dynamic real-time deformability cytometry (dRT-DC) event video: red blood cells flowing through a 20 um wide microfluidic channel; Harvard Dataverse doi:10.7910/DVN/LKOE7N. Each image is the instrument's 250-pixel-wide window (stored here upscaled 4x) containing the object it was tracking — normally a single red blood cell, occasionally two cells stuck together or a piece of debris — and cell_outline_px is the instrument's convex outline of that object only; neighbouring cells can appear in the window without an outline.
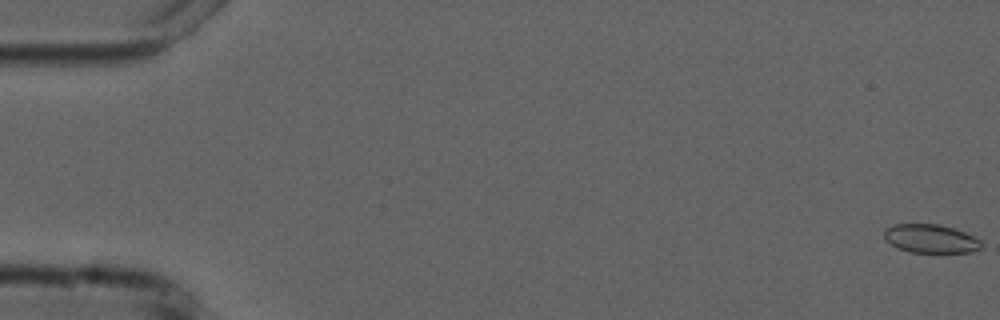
{"species": "common noctule bat (a hibernating species)", "species_latin": "Nyctalus noctula", "temperature_condition": "cold", "stored_images_in_passage": 7, "camera_frame_rate_fps": 3000, "um_per_image_px": 0.085, "animal": {"sex": "male", "forearm_length_mm": 52.5}, "frame": {"image": 1, "passage_image": 1, "time_ms": 0.0, "image_size_px": [1000, 320], "cell_outline_px": [[980, 248], [972, 252], [908, 252], [884, 240], [884, 228], [892, 224], [940, 224], [964, 232], [980, 240]], "centroid_in_image_um": [79.05, 20.27], "position_along_channel_um": 5.9, "area_um2": 16.07}}
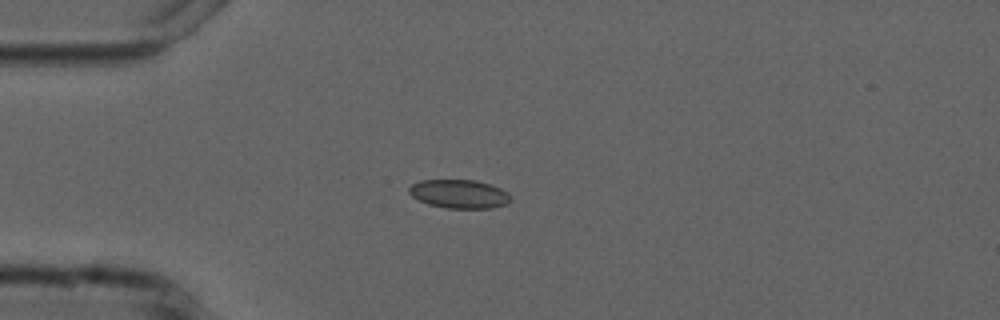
{"frame": {"image": 2, "passage_image": 5, "time_ms": 4.667, "image_size_px": [1000, 320], "cell_outline_px": [[512, 200], [508, 204], [492, 208], [444, 208], [428, 204], [412, 196], [408, 192], [408, 188], [412, 184], [420, 180], [476, 180], [500, 188], [508, 192], [512, 196]], "centroid_in_image_um": [39.06, 16.49], "position_along_channel_um": 45.9, "area_um2": 17.11}}
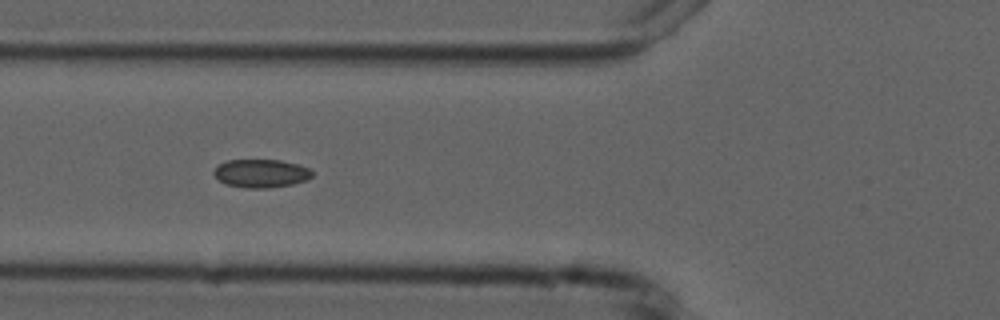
{"frame": {"image": 3, "passage_image": 7, "time_ms": 6.667, "image_size_px": [1000, 320], "cell_outline_px": [[312, 176], [308, 180], [292, 184], [268, 188], [244, 188], [224, 184], [212, 172], [216, 164], [228, 160], [280, 160], [296, 164], [308, 168], [312, 172]], "centroid_in_image_um": [22.15, 14.74], "position_along_channel_um": 103.7, "area_um2": 16.3}}